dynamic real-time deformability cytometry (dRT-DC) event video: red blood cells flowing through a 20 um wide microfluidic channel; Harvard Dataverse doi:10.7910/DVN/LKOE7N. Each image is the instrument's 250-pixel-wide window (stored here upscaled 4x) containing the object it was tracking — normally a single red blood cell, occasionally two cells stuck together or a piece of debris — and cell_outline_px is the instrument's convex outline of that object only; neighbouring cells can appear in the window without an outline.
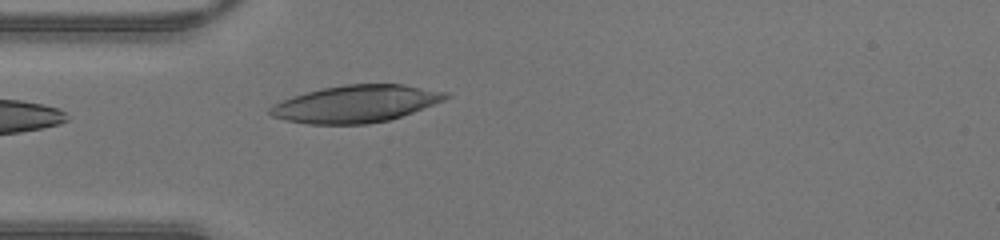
{"species": "human", "species_latin": "Homo sapiens", "temperature_condition": "warm", "stored_images_in_passage": 33, "camera_frame_rate_fps": 3000, "um_per_image_px": 0.085, "donor": {"sex": "male"}, "frame": {"image": 1, "passage_image": 1, "time_ms": 0.0, "image_size_px": [1000, 240], "cell_outline_px": [[452, 96], [444, 100], [412, 112], [388, 120], [368, 124], [308, 124], [284, 120], [272, 116], [268, 112], [268, 108], [272, 104], [292, 96], [324, 88], [344, 84], [404, 84], [448, 92]], "centroid_in_image_um": [30.23, 8.82], "position_along_channel_um": 54.8, "area_um2": 38.03}}
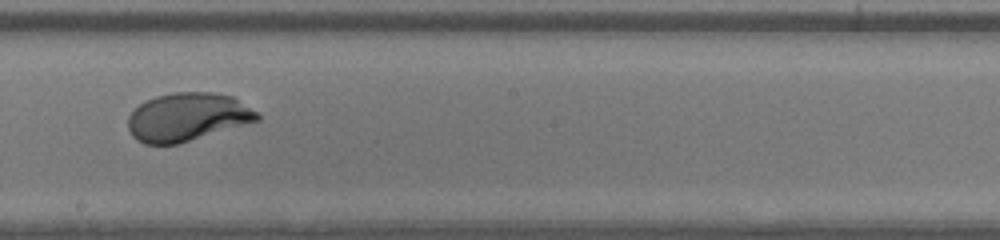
{"frame": {"image": 2, "passage_image": 13, "time_ms": 4.0, "image_size_px": [1000, 240], "cell_outline_px": [[260, 120], [180, 144], [144, 144], [136, 140], [132, 136], [128, 128], [128, 116], [140, 104], [156, 96], [172, 92], [212, 92], [232, 96], [256, 112], [260, 116]], "centroid_in_image_um": [15.91, 9.96], "position_along_channel_um": 232.3, "area_um2": 36.3}}
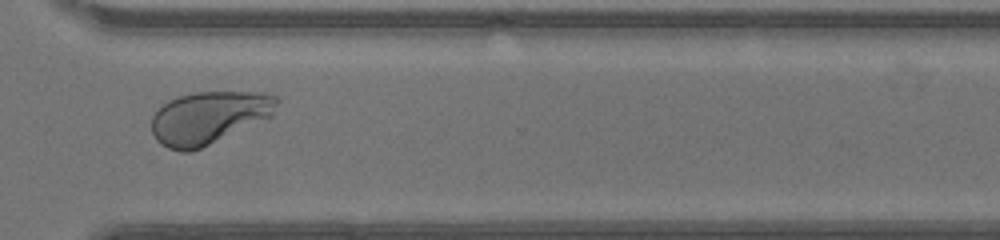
{"frame": {"image": 3, "passage_image": 21, "time_ms": 6.667, "image_size_px": [1000, 240], "cell_outline_px": [[280, 100], [272, 116], [192, 152], [180, 152], [168, 148], [160, 144], [156, 140], [152, 132], [152, 116], [164, 104], [180, 96], [196, 92], [264, 92], [280, 96]], "centroid_in_image_um": [17.78, 9.99], "position_along_channel_um": 352.8, "area_um2": 38.32}}